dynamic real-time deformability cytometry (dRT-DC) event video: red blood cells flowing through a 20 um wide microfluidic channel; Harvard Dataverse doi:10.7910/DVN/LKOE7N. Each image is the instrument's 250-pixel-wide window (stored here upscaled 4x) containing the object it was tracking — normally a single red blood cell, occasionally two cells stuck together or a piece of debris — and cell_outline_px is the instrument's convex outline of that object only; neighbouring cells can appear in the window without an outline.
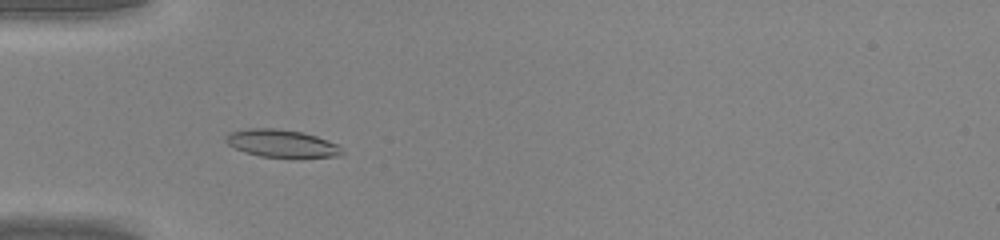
{"species": "common noctule bat (a hibernating species)", "species_latin": "Nyctalus noctula", "temperature_condition": "warm", "stored_images_in_passage": 32, "camera_frame_rate_fps": 3000, "um_per_image_px": 0.085, "animal": {"sex": "male", "body_mass_g": 20.0, "forearm_length_mm": 53.3}, "frame": {"image": 1, "passage_image": 2, "time_ms": 0.333, "image_size_px": [1000, 240], "cell_outline_px": [[344, 152], [340, 156], [300, 160], [292, 160], [260, 156], [244, 152], [228, 144], [224, 140], [224, 136], [228, 132], [248, 128], [276, 128], [304, 132], [316, 136], [336, 144]], "centroid_in_image_um": [23.96, 12.24], "position_along_channel_um": 61.0, "area_um2": 19.65}}
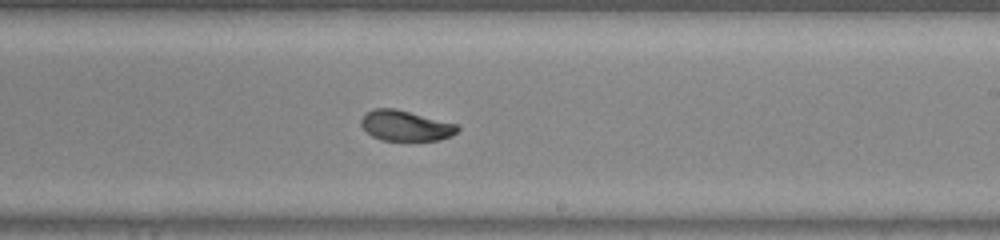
{"frame": {"image": 2, "passage_image": 15, "time_ms": 4.667, "image_size_px": [1000, 240], "cell_outline_px": [[460, 128], [452, 136], [436, 140], [380, 140], [372, 136], [360, 124], [360, 120], [372, 108], [396, 108], [460, 124]], "centroid_in_image_um": [34.51, 10.67], "position_along_channel_um": 254.5, "area_um2": 17.22}}
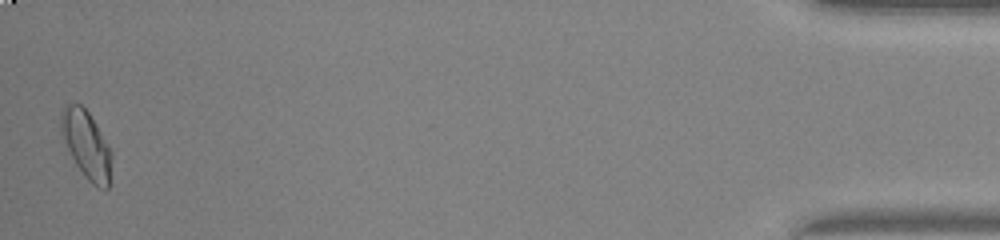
{"frame": {"image": 3, "passage_image": 32, "time_ms": 10.333, "image_size_px": [1000, 240], "cell_outline_px": [[112, 156], [108, 188], [100, 188], [92, 184], [84, 176], [76, 164], [60, 132], [60, 112], [64, 104], [80, 104], [88, 112], [112, 152]], "centroid_in_image_um": [7.32, 12.28], "position_along_channel_um": 427.9, "area_um2": 19.65}}